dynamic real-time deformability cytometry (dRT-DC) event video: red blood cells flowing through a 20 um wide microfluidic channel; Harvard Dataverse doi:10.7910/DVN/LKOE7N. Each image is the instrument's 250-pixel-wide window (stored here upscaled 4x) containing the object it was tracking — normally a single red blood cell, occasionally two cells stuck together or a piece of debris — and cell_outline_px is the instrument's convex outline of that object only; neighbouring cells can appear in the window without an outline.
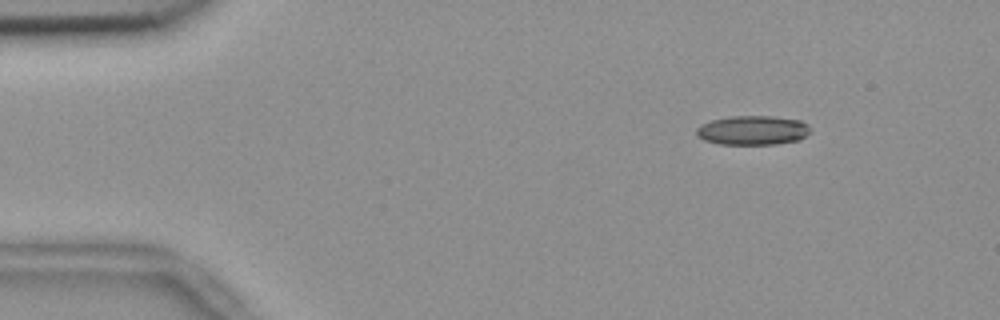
{"species": "common noctule bat (a hibernating species)", "species_latin": "Nyctalus noctula", "temperature_condition": "room temperature", "stored_images_in_passage": 18, "camera_frame_rate_fps": 3000, "um_per_image_px": 0.085, "animal": {"sex": "female", "body_mass_g": 18.4}, "frame": {"image": 1, "passage_image": 8, "time_ms": 2.333, "image_size_px": [1000, 320], "cell_outline_px": [[812, 132], [800, 140], [776, 144], [720, 144], [704, 140], [696, 136], [696, 128], [712, 120], [728, 116], [772, 116], [800, 120], [808, 124]], "centroid_in_image_um": [64.02, 11.07], "position_along_channel_um": 21.0, "area_um2": 19.59}}